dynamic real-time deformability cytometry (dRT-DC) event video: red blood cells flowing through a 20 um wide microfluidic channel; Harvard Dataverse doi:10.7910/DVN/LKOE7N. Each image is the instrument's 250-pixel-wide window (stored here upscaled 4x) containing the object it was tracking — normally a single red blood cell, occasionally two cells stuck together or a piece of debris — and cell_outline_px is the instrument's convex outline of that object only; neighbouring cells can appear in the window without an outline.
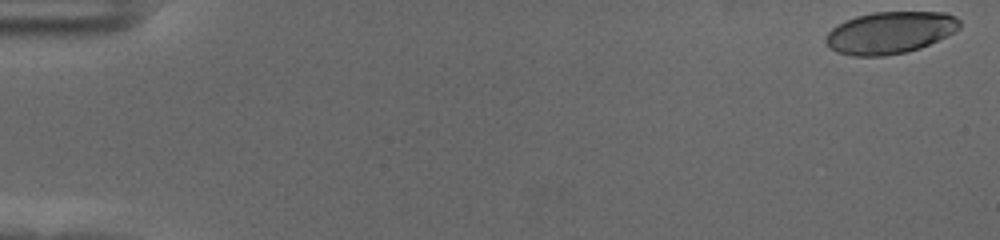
{"species": "human", "species_latin": "Homo sapiens", "temperature_condition": "cold", "stored_images_in_passage": 58, "camera_frame_rate_fps": 3000, "um_per_image_px": 0.085, "donor": {"sex": "female"}, "frame": {"image": 1, "passage_image": 1, "time_ms": 0.0, "image_size_px": [1000, 240], "cell_outline_px": [[960, 28], [920, 48], [904, 52], [884, 56], [852, 56], [836, 52], [824, 40], [828, 32], [832, 28], [844, 20], [856, 16], [872, 12], [944, 12], [956, 16], [960, 20]], "centroid_in_image_um": [75.62, 2.76], "position_along_channel_um": 9.4, "area_um2": 32.6}}
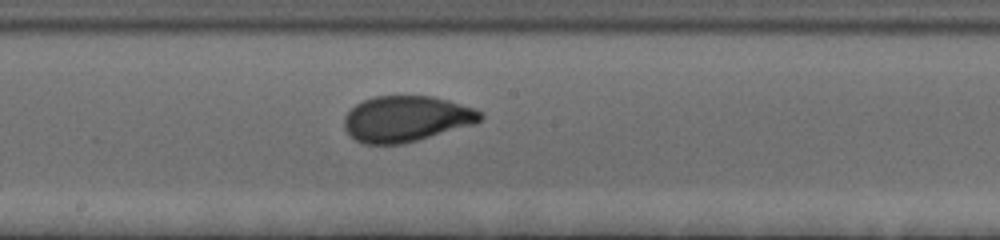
{"frame": {"image": 2, "passage_image": 32, "time_ms": 10.333, "image_size_px": [1000, 240], "cell_outline_px": [[484, 116], [476, 124], [404, 144], [364, 144], [356, 140], [344, 128], [344, 116], [356, 104], [364, 100], [376, 96], [432, 96], [448, 100], [472, 108], [480, 112]], "centroid_in_image_um": [34.53, 10.11], "position_along_channel_um": 213.7, "area_um2": 36.3}}
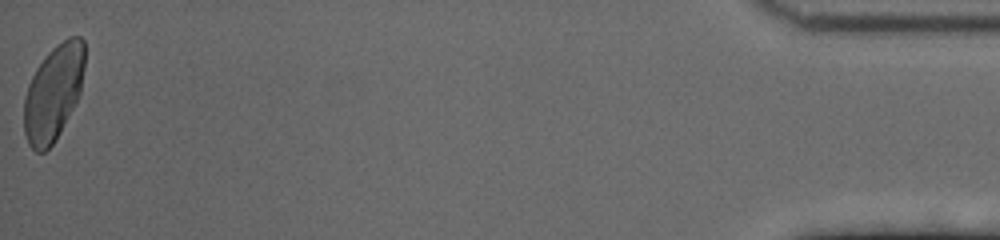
{"frame": {"image": 3, "passage_image": 58, "time_ms": 19.0, "image_size_px": [1000, 240], "cell_outline_px": [[84, 68], [80, 92], [60, 132], [52, 144], [44, 152], [36, 152], [28, 144], [24, 132], [24, 96], [28, 84], [36, 68], [44, 56], [56, 44], [68, 36], [80, 36], [84, 40]], "centroid_in_image_um": [4.52, 7.85], "position_along_channel_um": 430.7, "area_um2": 33.76}, "authors_computed_cell_mechanics": {"area_um2": 34.9401, "velocity_mm_per_s": 3.5183, "shape_relaxation_time_tau1_ms": 5.1816, "shape_relaxation_time_tau2_ms": null, "deformation_change_tau1": 0.1783, "deformation_change_tau2": null}}